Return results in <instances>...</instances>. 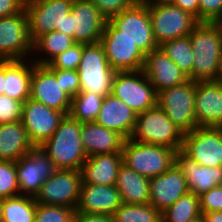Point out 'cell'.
I'll use <instances>...</instances> for the list:
<instances>
[{
  "instance_id": "cell-1",
  "label": "cell",
  "mask_w": 222,
  "mask_h": 222,
  "mask_svg": "<svg viewBox=\"0 0 222 222\" xmlns=\"http://www.w3.org/2000/svg\"><path fill=\"white\" fill-rule=\"evenodd\" d=\"M189 37L194 54L193 81H214L222 60V25L199 22Z\"/></svg>"
},
{
  "instance_id": "cell-2",
  "label": "cell",
  "mask_w": 222,
  "mask_h": 222,
  "mask_svg": "<svg viewBox=\"0 0 222 222\" xmlns=\"http://www.w3.org/2000/svg\"><path fill=\"white\" fill-rule=\"evenodd\" d=\"M81 129L82 123L65 115L53 135L40 146L57 169L80 170L86 161Z\"/></svg>"
},
{
  "instance_id": "cell-3",
  "label": "cell",
  "mask_w": 222,
  "mask_h": 222,
  "mask_svg": "<svg viewBox=\"0 0 222 222\" xmlns=\"http://www.w3.org/2000/svg\"><path fill=\"white\" fill-rule=\"evenodd\" d=\"M121 153L125 166L150 179L166 172L175 164L177 151L129 138L125 140Z\"/></svg>"
},
{
  "instance_id": "cell-4",
  "label": "cell",
  "mask_w": 222,
  "mask_h": 222,
  "mask_svg": "<svg viewBox=\"0 0 222 222\" xmlns=\"http://www.w3.org/2000/svg\"><path fill=\"white\" fill-rule=\"evenodd\" d=\"M184 133L167 117L158 106L137 114L131 139L172 148L182 149Z\"/></svg>"
},
{
  "instance_id": "cell-5",
  "label": "cell",
  "mask_w": 222,
  "mask_h": 222,
  "mask_svg": "<svg viewBox=\"0 0 222 222\" xmlns=\"http://www.w3.org/2000/svg\"><path fill=\"white\" fill-rule=\"evenodd\" d=\"M148 10L158 46L166 41L188 36L199 23L190 13L169 1L148 0Z\"/></svg>"
},
{
  "instance_id": "cell-6",
  "label": "cell",
  "mask_w": 222,
  "mask_h": 222,
  "mask_svg": "<svg viewBox=\"0 0 222 222\" xmlns=\"http://www.w3.org/2000/svg\"><path fill=\"white\" fill-rule=\"evenodd\" d=\"M77 72L80 92H92L102 97L111 94L112 80L116 71L109 65L100 42L83 46Z\"/></svg>"
},
{
  "instance_id": "cell-7",
  "label": "cell",
  "mask_w": 222,
  "mask_h": 222,
  "mask_svg": "<svg viewBox=\"0 0 222 222\" xmlns=\"http://www.w3.org/2000/svg\"><path fill=\"white\" fill-rule=\"evenodd\" d=\"M196 81L184 83L157 92V106L185 134L197 127L195 118Z\"/></svg>"
},
{
  "instance_id": "cell-8",
  "label": "cell",
  "mask_w": 222,
  "mask_h": 222,
  "mask_svg": "<svg viewBox=\"0 0 222 222\" xmlns=\"http://www.w3.org/2000/svg\"><path fill=\"white\" fill-rule=\"evenodd\" d=\"M111 94L137 114L157 106V92L143 70L116 71Z\"/></svg>"
},
{
  "instance_id": "cell-9",
  "label": "cell",
  "mask_w": 222,
  "mask_h": 222,
  "mask_svg": "<svg viewBox=\"0 0 222 222\" xmlns=\"http://www.w3.org/2000/svg\"><path fill=\"white\" fill-rule=\"evenodd\" d=\"M110 21L146 55L159 48L155 41L148 1L134 2L128 9L113 16Z\"/></svg>"
},
{
  "instance_id": "cell-10",
  "label": "cell",
  "mask_w": 222,
  "mask_h": 222,
  "mask_svg": "<svg viewBox=\"0 0 222 222\" xmlns=\"http://www.w3.org/2000/svg\"><path fill=\"white\" fill-rule=\"evenodd\" d=\"M100 44L109 65L115 71H138L143 69L145 55L135 43L121 35V31L107 20Z\"/></svg>"
},
{
  "instance_id": "cell-11",
  "label": "cell",
  "mask_w": 222,
  "mask_h": 222,
  "mask_svg": "<svg viewBox=\"0 0 222 222\" xmlns=\"http://www.w3.org/2000/svg\"><path fill=\"white\" fill-rule=\"evenodd\" d=\"M32 53L33 43L25 9L21 13L0 18V60H25Z\"/></svg>"
},
{
  "instance_id": "cell-12",
  "label": "cell",
  "mask_w": 222,
  "mask_h": 222,
  "mask_svg": "<svg viewBox=\"0 0 222 222\" xmlns=\"http://www.w3.org/2000/svg\"><path fill=\"white\" fill-rule=\"evenodd\" d=\"M82 185L80 170L57 169L41 186L35 200L40 204L76 209Z\"/></svg>"
},
{
  "instance_id": "cell-13",
  "label": "cell",
  "mask_w": 222,
  "mask_h": 222,
  "mask_svg": "<svg viewBox=\"0 0 222 222\" xmlns=\"http://www.w3.org/2000/svg\"><path fill=\"white\" fill-rule=\"evenodd\" d=\"M181 151L201 166L222 167V132L219 127H196L183 136Z\"/></svg>"
},
{
  "instance_id": "cell-14",
  "label": "cell",
  "mask_w": 222,
  "mask_h": 222,
  "mask_svg": "<svg viewBox=\"0 0 222 222\" xmlns=\"http://www.w3.org/2000/svg\"><path fill=\"white\" fill-rule=\"evenodd\" d=\"M74 0H26L29 35L32 43L40 36L61 29L66 14L71 12Z\"/></svg>"
},
{
  "instance_id": "cell-15",
  "label": "cell",
  "mask_w": 222,
  "mask_h": 222,
  "mask_svg": "<svg viewBox=\"0 0 222 222\" xmlns=\"http://www.w3.org/2000/svg\"><path fill=\"white\" fill-rule=\"evenodd\" d=\"M15 165L20 195L32 197H36L44 181L57 170L40 146L33 147L26 156L20 157Z\"/></svg>"
},
{
  "instance_id": "cell-16",
  "label": "cell",
  "mask_w": 222,
  "mask_h": 222,
  "mask_svg": "<svg viewBox=\"0 0 222 222\" xmlns=\"http://www.w3.org/2000/svg\"><path fill=\"white\" fill-rule=\"evenodd\" d=\"M65 114L28 98L22 106V124L34 147L41 146L58 128Z\"/></svg>"
},
{
  "instance_id": "cell-17",
  "label": "cell",
  "mask_w": 222,
  "mask_h": 222,
  "mask_svg": "<svg viewBox=\"0 0 222 222\" xmlns=\"http://www.w3.org/2000/svg\"><path fill=\"white\" fill-rule=\"evenodd\" d=\"M30 98L65 115L69 114L71 97L62 90L60 81L46 65L35 64L33 67Z\"/></svg>"
},
{
  "instance_id": "cell-18",
  "label": "cell",
  "mask_w": 222,
  "mask_h": 222,
  "mask_svg": "<svg viewBox=\"0 0 222 222\" xmlns=\"http://www.w3.org/2000/svg\"><path fill=\"white\" fill-rule=\"evenodd\" d=\"M107 19L89 0H74L71 7V24L75 43H99Z\"/></svg>"
},
{
  "instance_id": "cell-19",
  "label": "cell",
  "mask_w": 222,
  "mask_h": 222,
  "mask_svg": "<svg viewBox=\"0 0 222 222\" xmlns=\"http://www.w3.org/2000/svg\"><path fill=\"white\" fill-rule=\"evenodd\" d=\"M142 70L156 92L178 86L189 79L160 48L145 55Z\"/></svg>"
},
{
  "instance_id": "cell-20",
  "label": "cell",
  "mask_w": 222,
  "mask_h": 222,
  "mask_svg": "<svg viewBox=\"0 0 222 222\" xmlns=\"http://www.w3.org/2000/svg\"><path fill=\"white\" fill-rule=\"evenodd\" d=\"M189 192L186 178L174 164L166 172L150 178V200L160 212L173 205L182 195Z\"/></svg>"
},
{
  "instance_id": "cell-21",
  "label": "cell",
  "mask_w": 222,
  "mask_h": 222,
  "mask_svg": "<svg viewBox=\"0 0 222 222\" xmlns=\"http://www.w3.org/2000/svg\"><path fill=\"white\" fill-rule=\"evenodd\" d=\"M195 118L197 127H218L222 123V85L196 81Z\"/></svg>"
},
{
  "instance_id": "cell-22",
  "label": "cell",
  "mask_w": 222,
  "mask_h": 222,
  "mask_svg": "<svg viewBox=\"0 0 222 222\" xmlns=\"http://www.w3.org/2000/svg\"><path fill=\"white\" fill-rule=\"evenodd\" d=\"M122 200L115 185L82 183L76 213L112 215Z\"/></svg>"
},
{
  "instance_id": "cell-23",
  "label": "cell",
  "mask_w": 222,
  "mask_h": 222,
  "mask_svg": "<svg viewBox=\"0 0 222 222\" xmlns=\"http://www.w3.org/2000/svg\"><path fill=\"white\" fill-rule=\"evenodd\" d=\"M137 113L128 107L122 100L109 94L103 98L100 112L95 123L120 133L125 139L131 138Z\"/></svg>"
},
{
  "instance_id": "cell-24",
  "label": "cell",
  "mask_w": 222,
  "mask_h": 222,
  "mask_svg": "<svg viewBox=\"0 0 222 222\" xmlns=\"http://www.w3.org/2000/svg\"><path fill=\"white\" fill-rule=\"evenodd\" d=\"M175 164L186 178L188 190L197 196L222 185V167L201 166L181 150L176 153Z\"/></svg>"
},
{
  "instance_id": "cell-25",
  "label": "cell",
  "mask_w": 222,
  "mask_h": 222,
  "mask_svg": "<svg viewBox=\"0 0 222 222\" xmlns=\"http://www.w3.org/2000/svg\"><path fill=\"white\" fill-rule=\"evenodd\" d=\"M122 164L121 152L89 156L80 169L82 183L115 185Z\"/></svg>"
},
{
  "instance_id": "cell-26",
  "label": "cell",
  "mask_w": 222,
  "mask_h": 222,
  "mask_svg": "<svg viewBox=\"0 0 222 222\" xmlns=\"http://www.w3.org/2000/svg\"><path fill=\"white\" fill-rule=\"evenodd\" d=\"M81 140L89 157L95 154L121 152L126 139L118 132L89 122L82 123Z\"/></svg>"
},
{
  "instance_id": "cell-27",
  "label": "cell",
  "mask_w": 222,
  "mask_h": 222,
  "mask_svg": "<svg viewBox=\"0 0 222 222\" xmlns=\"http://www.w3.org/2000/svg\"><path fill=\"white\" fill-rule=\"evenodd\" d=\"M5 61L4 95L24 103L30 98L33 60Z\"/></svg>"
},
{
  "instance_id": "cell-28",
  "label": "cell",
  "mask_w": 222,
  "mask_h": 222,
  "mask_svg": "<svg viewBox=\"0 0 222 222\" xmlns=\"http://www.w3.org/2000/svg\"><path fill=\"white\" fill-rule=\"evenodd\" d=\"M33 147L22 121L0 124V161L16 162Z\"/></svg>"
},
{
  "instance_id": "cell-29",
  "label": "cell",
  "mask_w": 222,
  "mask_h": 222,
  "mask_svg": "<svg viewBox=\"0 0 222 222\" xmlns=\"http://www.w3.org/2000/svg\"><path fill=\"white\" fill-rule=\"evenodd\" d=\"M122 203L148 204L150 200V179L138 174L124 164L121 165L115 184Z\"/></svg>"
},
{
  "instance_id": "cell-30",
  "label": "cell",
  "mask_w": 222,
  "mask_h": 222,
  "mask_svg": "<svg viewBox=\"0 0 222 222\" xmlns=\"http://www.w3.org/2000/svg\"><path fill=\"white\" fill-rule=\"evenodd\" d=\"M35 197L17 195L2 199V222H35Z\"/></svg>"
},
{
  "instance_id": "cell-31",
  "label": "cell",
  "mask_w": 222,
  "mask_h": 222,
  "mask_svg": "<svg viewBox=\"0 0 222 222\" xmlns=\"http://www.w3.org/2000/svg\"><path fill=\"white\" fill-rule=\"evenodd\" d=\"M75 44L73 37L67 36L58 31H52L40 36L33 43V53L37 51L42 56L33 60L36 64L47 65L55 56ZM44 53V54H43Z\"/></svg>"
},
{
  "instance_id": "cell-32",
  "label": "cell",
  "mask_w": 222,
  "mask_h": 222,
  "mask_svg": "<svg viewBox=\"0 0 222 222\" xmlns=\"http://www.w3.org/2000/svg\"><path fill=\"white\" fill-rule=\"evenodd\" d=\"M159 48L175 62L189 79L193 80L194 54L189 35L166 41L159 45Z\"/></svg>"
},
{
  "instance_id": "cell-33",
  "label": "cell",
  "mask_w": 222,
  "mask_h": 222,
  "mask_svg": "<svg viewBox=\"0 0 222 222\" xmlns=\"http://www.w3.org/2000/svg\"><path fill=\"white\" fill-rule=\"evenodd\" d=\"M199 196L191 191L161 212L162 222H188L200 216Z\"/></svg>"
},
{
  "instance_id": "cell-34",
  "label": "cell",
  "mask_w": 222,
  "mask_h": 222,
  "mask_svg": "<svg viewBox=\"0 0 222 222\" xmlns=\"http://www.w3.org/2000/svg\"><path fill=\"white\" fill-rule=\"evenodd\" d=\"M102 96L92 92H79L71 98L69 116L80 123L95 122L103 101Z\"/></svg>"
},
{
  "instance_id": "cell-35",
  "label": "cell",
  "mask_w": 222,
  "mask_h": 222,
  "mask_svg": "<svg viewBox=\"0 0 222 222\" xmlns=\"http://www.w3.org/2000/svg\"><path fill=\"white\" fill-rule=\"evenodd\" d=\"M114 222H162L161 212L150 203H122L112 214Z\"/></svg>"
},
{
  "instance_id": "cell-36",
  "label": "cell",
  "mask_w": 222,
  "mask_h": 222,
  "mask_svg": "<svg viewBox=\"0 0 222 222\" xmlns=\"http://www.w3.org/2000/svg\"><path fill=\"white\" fill-rule=\"evenodd\" d=\"M75 214L71 208L37 203L35 222H74Z\"/></svg>"
},
{
  "instance_id": "cell-37",
  "label": "cell",
  "mask_w": 222,
  "mask_h": 222,
  "mask_svg": "<svg viewBox=\"0 0 222 222\" xmlns=\"http://www.w3.org/2000/svg\"><path fill=\"white\" fill-rule=\"evenodd\" d=\"M20 195L15 162L0 161V198Z\"/></svg>"
},
{
  "instance_id": "cell-38",
  "label": "cell",
  "mask_w": 222,
  "mask_h": 222,
  "mask_svg": "<svg viewBox=\"0 0 222 222\" xmlns=\"http://www.w3.org/2000/svg\"><path fill=\"white\" fill-rule=\"evenodd\" d=\"M84 45L81 43L73 44L70 48L55 56L46 66L49 69L77 70Z\"/></svg>"
},
{
  "instance_id": "cell-39",
  "label": "cell",
  "mask_w": 222,
  "mask_h": 222,
  "mask_svg": "<svg viewBox=\"0 0 222 222\" xmlns=\"http://www.w3.org/2000/svg\"><path fill=\"white\" fill-rule=\"evenodd\" d=\"M23 103L6 95H0V124L22 120Z\"/></svg>"
},
{
  "instance_id": "cell-40",
  "label": "cell",
  "mask_w": 222,
  "mask_h": 222,
  "mask_svg": "<svg viewBox=\"0 0 222 222\" xmlns=\"http://www.w3.org/2000/svg\"><path fill=\"white\" fill-rule=\"evenodd\" d=\"M60 81L62 90L71 98L80 92V79L77 70L50 69Z\"/></svg>"
},
{
  "instance_id": "cell-41",
  "label": "cell",
  "mask_w": 222,
  "mask_h": 222,
  "mask_svg": "<svg viewBox=\"0 0 222 222\" xmlns=\"http://www.w3.org/2000/svg\"><path fill=\"white\" fill-rule=\"evenodd\" d=\"M200 212L222 211V185L211 188L199 196Z\"/></svg>"
},
{
  "instance_id": "cell-42",
  "label": "cell",
  "mask_w": 222,
  "mask_h": 222,
  "mask_svg": "<svg viewBox=\"0 0 222 222\" xmlns=\"http://www.w3.org/2000/svg\"><path fill=\"white\" fill-rule=\"evenodd\" d=\"M98 9L99 12L110 20L113 16L118 15L122 11L128 9L133 3V0H89Z\"/></svg>"
},
{
  "instance_id": "cell-43",
  "label": "cell",
  "mask_w": 222,
  "mask_h": 222,
  "mask_svg": "<svg viewBox=\"0 0 222 222\" xmlns=\"http://www.w3.org/2000/svg\"><path fill=\"white\" fill-rule=\"evenodd\" d=\"M222 0H199V22H221Z\"/></svg>"
},
{
  "instance_id": "cell-44",
  "label": "cell",
  "mask_w": 222,
  "mask_h": 222,
  "mask_svg": "<svg viewBox=\"0 0 222 222\" xmlns=\"http://www.w3.org/2000/svg\"><path fill=\"white\" fill-rule=\"evenodd\" d=\"M26 0H0V18L21 13Z\"/></svg>"
},
{
  "instance_id": "cell-45",
  "label": "cell",
  "mask_w": 222,
  "mask_h": 222,
  "mask_svg": "<svg viewBox=\"0 0 222 222\" xmlns=\"http://www.w3.org/2000/svg\"><path fill=\"white\" fill-rule=\"evenodd\" d=\"M169 2L190 13L199 21V0H170Z\"/></svg>"
},
{
  "instance_id": "cell-46",
  "label": "cell",
  "mask_w": 222,
  "mask_h": 222,
  "mask_svg": "<svg viewBox=\"0 0 222 222\" xmlns=\"http://www.w3.org/2000/svg\"><path fill=\"white\" fill-rule=\"evenodd\" d=\"M74 222H114L112 215L76 213Z\"/></svg>"
},
{
  "instance_id": "cell-47",
  "label": "cell",
  "mask_w": 222,
  "mask_h": 222,
  "mask_svg": "<svg viewBox=\"0 0 222 222\" xmlns=\"http://www.w3.org/2000/svg\"><path fill=\"white\" fill-rule=\"evenodd\" d=\"M55 31L64 33L67 36L73 37L72 24H71V12L65 15L63 22L61 23V29H55Z\"/></svg>"
},
{
  "instance_id": "cell-48",
  "label": "cell",
  "mask_w": 222,
  "mask_h": 222,
  "mask_svg": "<svg viewBox=\"0 0 222 222\" xmlns=\"http://www.w3.org/2000/svg\"><path fill=\"white\" fill-rule=\"evenodd\" d=\"M205 222H222V211L202 213Z\"/></svg>"
},
{
  "instance_id": "cell-49",
  "label": "cell",
  "mask_w": 222,
  "mask_h": 222,
  "mask_svg": "<svg viewBox=\"0 0 222 222\" xmlns=\"http://www.w3.org/2000/svg\"><path fill=\"white\" fill-rule=\"evenodd\" d=\"M5 61L0 60V95L4 94Z\"/></svg>"
},
{
  "instance_id": "cell-50",
  "label": "cell",
  "mask_w": 222,
  "mask_h": 222,
  "mask_svg": "<svg viewBox=\"0 0 222 222\" xmlns=\"http://www.w3.org/2000/svg\"><path fill=\"white\" fill-rule=\"evenodd\" d=\"M214 81L222 85V60L219 66L218 74Z\"/></svg>"
},
{
  "instance_id": "cell-51",
  "label": "cell",
  "mask_w": 222,
  "mask_h": 222,
  "mask_svg": "<svg viewBox=\"0 0 222 222\" xmlns=\"http://www.w3.org/2000/svg\"><path fill=\"white\" fill-rule=\"evenodd\" d=\"M188 222H205V221H204L203 215L201 214L200 216H198L195 219L190 220Z\"/></svg>"
},
{
  "instance_id": "cell-52",
  "label": "cell",
  "mask_w": 222,
  "mask_h": 222,
  "mask_svg": "<svg viewBox=\"0 0 222 222\" xmlns=\"http://www.w3.org/2000/svg\"><path fill=\"white\" fill-rule=\"evenodd\" d=\"M0 222H2V198H0Z\"/></svg>"
},
{
  "instance_id": "cell-53",
  "label": "cell",
  "mask_w": 222,
  "mask_h": 222,
  "mask_svg": "<svg viewBox=\"0 0 222 222\" xmlns=\"http://www.w3.org/2000/svg\"><path fill=\"white\" fill-rule=\"evenodd\" d=\"M150 1H170V0H150Z\"/></svg>"
},
{
  "instance_id": "cell-54",
  "label": "cell",
  "mask_w": 222,
  "mask_h": 222,
  "mask_svg": "<svg viewBox=\"0 0 222 222\" xmlns=\"http://www.w3.org/2000/svg\"><path fill=\"white\" fill-rule=\"evenodd\" d=\"M134 2H143V0H133Z\"/></svg>"
},
{
  "instance_id": "cell-55",
  "label": "cell",
  "mask_w": 222,
  "mask_h": 222,
  "mask_svg": "<svg viewBox=\"0 0 222 222\" xmlns=\"http://www.w3.org/2000/svg\"><path fill=\"white\" fill-rule=\"evenodd\" d=\"M218 127L220 128V130L222 132V123Z\"/></svg>"
}]
</instances>
